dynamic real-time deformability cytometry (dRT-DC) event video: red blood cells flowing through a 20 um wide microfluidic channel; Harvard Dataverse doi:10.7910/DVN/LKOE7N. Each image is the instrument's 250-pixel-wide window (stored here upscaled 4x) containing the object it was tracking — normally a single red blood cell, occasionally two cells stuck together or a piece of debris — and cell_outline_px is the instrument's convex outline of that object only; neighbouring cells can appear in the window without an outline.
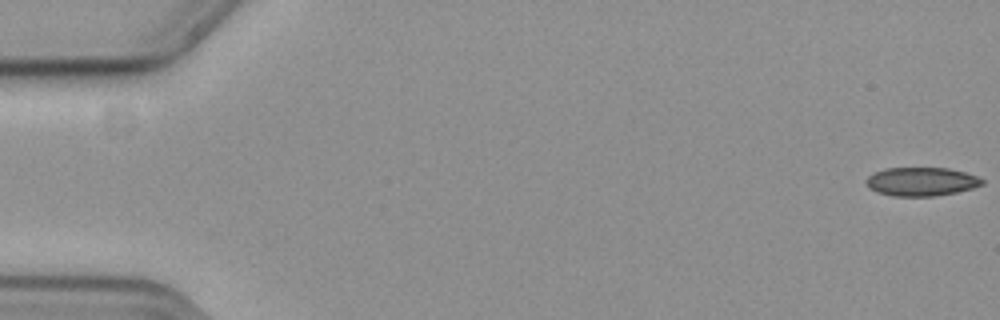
{"species": "common noctule bat (a hibernating species)", "species_latin": "Nyctalus noctula", "temperature_condition": "cold", "stored_images_in_passage": 17, "camera_frame_rate_fps": 3000, "um_per_image_px": 0.085, "animal": {"sex": "female", "body_mass_g": 19.3, "forearm_length_mm": 54.1}, "frame": {"image": 1, "passage_image": 1, "time_ms": 0.0, "image_size_px": [1000, 320], "cell_outline_px": [[984, 184], [972, 188], [956, 192], [932, 196], [896, 196], [880, 192], [872, 188], [868, 184], [868, 176], [884, 168], [948, 168], [964, 172], [976, 176], [984, 180]], "centroid_in_image_um": [78.37, 15.43], "position_along_channel_um": 6.6, "area_um2": 18.9}}